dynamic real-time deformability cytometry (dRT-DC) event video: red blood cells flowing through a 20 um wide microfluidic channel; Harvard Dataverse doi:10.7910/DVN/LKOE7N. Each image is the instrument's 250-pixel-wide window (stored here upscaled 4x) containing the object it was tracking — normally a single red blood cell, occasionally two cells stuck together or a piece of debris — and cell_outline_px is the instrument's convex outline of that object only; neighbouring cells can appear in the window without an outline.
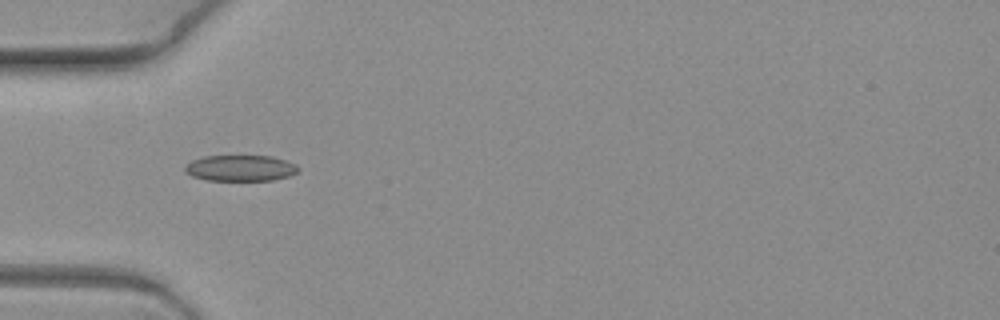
{"species": "common noctule bat (a hibernating species)", "species_latin": "Nyctalus noctula", "temperature_condition": "warm", "stored_images_in_passage": 12, "camera_frame_rate_fps": 3000, "um_per_image_px": 0.085, "animal": {"sex": "female", "body_mass_g": 19.3, "forearm_length_mm": 54.1}, "frame": {"image": 1, "passage_image": 7, "time_ms": 2.0, "image_size_px": [1000, 320], "cell_outline_px": [[300, 168], [296, 172], [288, 176], [272, 180], [208, 180], [192, 176], [184, 172], [184, 168], [192, 160], [204, 156], [272, 156], [296, 164]], "centroid_in_image_um": [20.43, 14.28], "position_along_channel_um": 64.6, "area_um2": 17.05}}
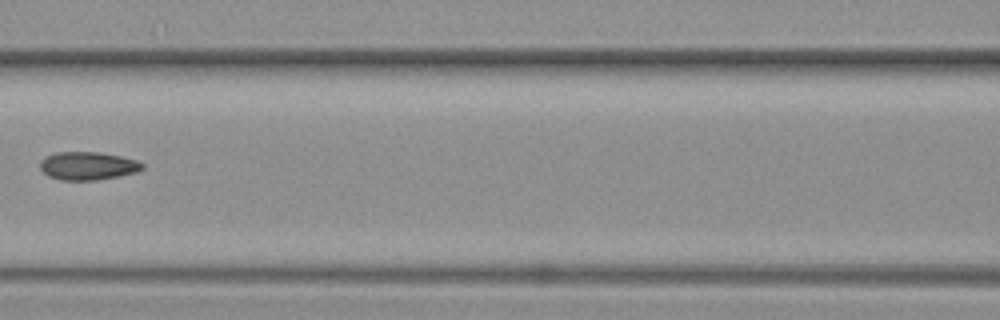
{"frame": {"image": 2, "passage_image": 9, "time_ms": 2.667, "image_size_px": [1000, 320], "cell_outline_px": [[144, 168], [136, 172], [96, 180], [60, 180], [48, 176], [40, 168], [40, 160], [44, 156], [56, 152], [96, 152], [120, 156], [136, 160], [144, 164]], "centroid_in_image_um": [7.42, 14.09], "position_along_channel_um": 159.2, "area_um2": 16.7}}
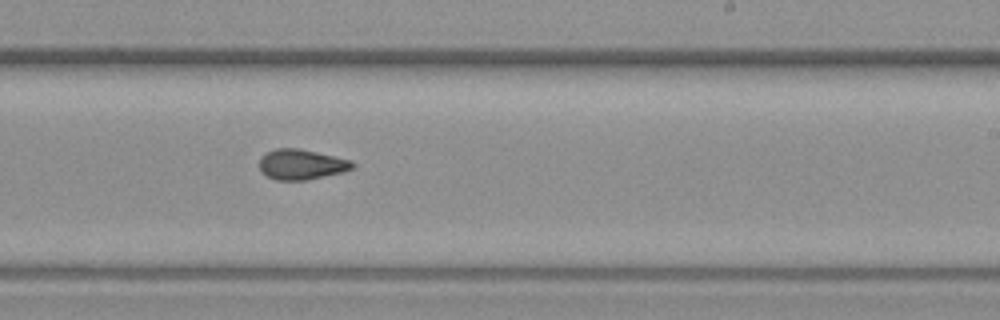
{"frame": {"image": 3, "passage_image": 12, "time_ms": 3.667, "image_size_px": [1000, 320], "cell_outline_px": [[356, 164], [352, 168], [340, 172], [304, 180], [276, 180], [260, 172], [260, 156], [276, 148], [296, 148], [352, 160]], "centroid_in_image_um": [25.58, 13.97], "position_along_channel_um": 263.4, "area_um2": 16.13}}